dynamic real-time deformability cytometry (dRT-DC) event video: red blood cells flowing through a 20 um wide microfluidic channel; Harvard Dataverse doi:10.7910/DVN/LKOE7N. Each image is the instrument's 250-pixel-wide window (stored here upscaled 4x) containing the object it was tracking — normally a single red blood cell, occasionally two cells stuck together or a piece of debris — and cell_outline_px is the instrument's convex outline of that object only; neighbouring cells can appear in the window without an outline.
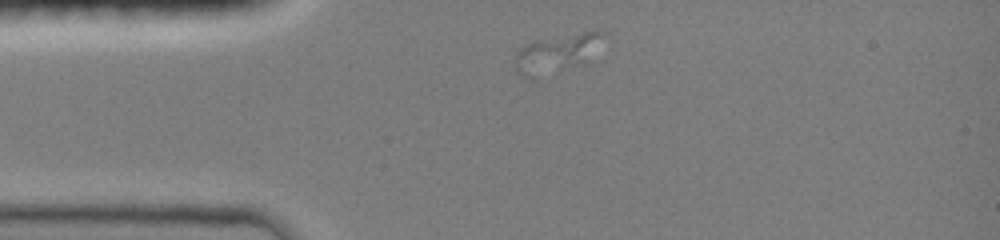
{"species": "common noctule bat (a hibernating species)", "species_latin": "Nyctalus noctula", "temperature_condition": "room temperature", "stored_images_in_passage": 5, "camera_frame_rate_fps": 3000, "um_per_image_px": 0.085, "animal": {"sex": "female", "body_mass_g": 19.0, "forearm_length_mm": 51.5}, "frame": {"image": 1, "passage_image": 1, "time_ms": 0.0, "image_size_px": [1000, 240], "cell_outline_px": [[612, 36], [580, 60], [536, 80], [524, 76], [516, 72], [516, 52], [520, 48], [536, 40], [584, 32], [608, 32]], "centroid_in_image_um": [47.29, 4.5], "position_along_channel_um": 37.7, "area_um2": 18.84}}